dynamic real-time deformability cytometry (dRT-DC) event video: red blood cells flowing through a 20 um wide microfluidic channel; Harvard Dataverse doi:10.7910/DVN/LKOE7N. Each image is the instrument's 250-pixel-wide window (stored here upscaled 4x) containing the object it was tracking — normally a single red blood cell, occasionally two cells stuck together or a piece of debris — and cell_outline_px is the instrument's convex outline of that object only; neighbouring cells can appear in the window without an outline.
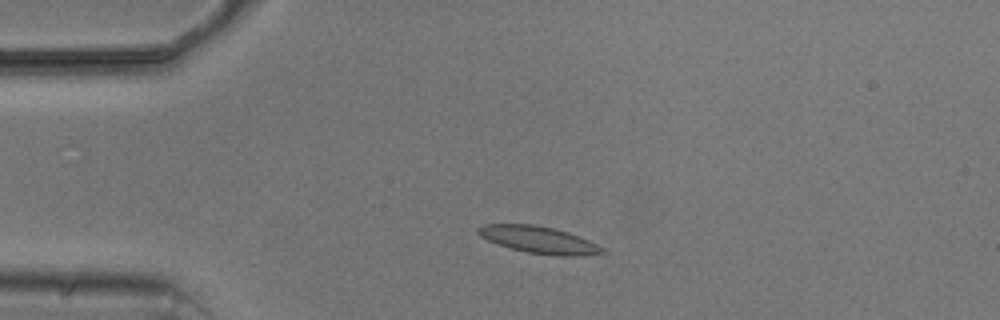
{"species": "common noctule bat (a hibernating species)", "species_latin": "Nyctalus noctula", "temperature_condition": "cold", "stored_images_in_passage": 3, "camera_frame_rate_fps": 3000, "um_per_image_px": 0.085, "animal": {"sex": "male", "body_mass_g": 20.5, "forearm_length_mm": 52.5}, "frame": {"image": 1, "passage_image": 2, "time_ms": 1.333, "image_size_px": [1000, 320], "cell_outline_px": [[604, 252], [580, 256], [556, 256], [528, 252], [508, 248], [488, 240], [480, 236], [476, 232], [476, 228], [484, 224], [532, 224], [552, 228], [568, 232], [588, 240], [604, 248]], "centroid_in_image_um": [45.75, 20.38], "position_along_channel_um": 39.2, "area_um2": 19.42}}